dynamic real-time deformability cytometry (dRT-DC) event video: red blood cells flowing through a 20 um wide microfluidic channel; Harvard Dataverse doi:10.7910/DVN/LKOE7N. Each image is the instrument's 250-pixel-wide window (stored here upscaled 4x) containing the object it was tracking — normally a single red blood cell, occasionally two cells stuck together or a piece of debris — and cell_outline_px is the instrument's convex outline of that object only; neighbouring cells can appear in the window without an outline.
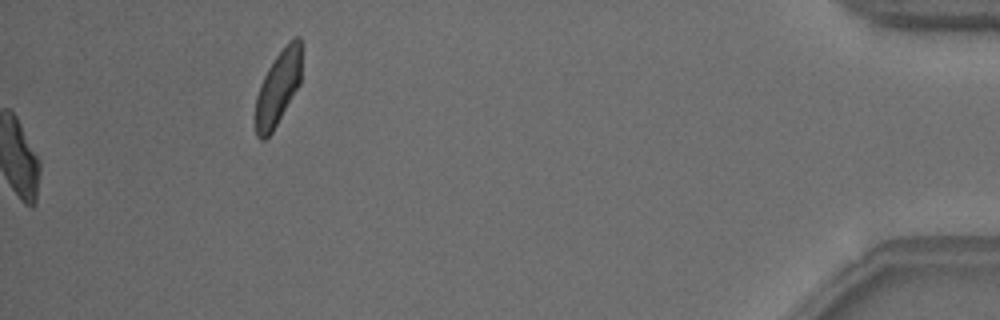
{"species": "common noctule bat (a hibernating species)", "species_latin": "Nyctalus noctula", "temperature_condition": "warm", "stored_images_in_passage": 40, "camera_frame_rate_fps": 3000, "um_per_image_px": 0.085, "animal": {"sex": "male", "body_mass_g": 18.8}, "frame": {"image": 1, "passage_image": 40, "time_ms": 13.0, "image_size_px": [1000, 320], "cell_outline_px": [[300, 84], [272, 132], [264, 140], [260, 140], [256, 136], [256, 96], [260, 84], [268, 68], [276, 56], [296, 36], [300, 36]], "centroid_in_image_um": [23.61, 7.51], "position_along_channel_um": 411.6, "area_um2": 19.48}, "authors_computed_cell_mechanics": {"area_um2": 20.8369, "velocity_mm_per_s": 3.8406, "shape_relaxation_time_tau1_ms": 4.3624, "shape_relaxation_time_tau2_ms": 1.1575, "deformation_change_tau1": 0.1575, "deformation_change_tau2": 0.0667}}